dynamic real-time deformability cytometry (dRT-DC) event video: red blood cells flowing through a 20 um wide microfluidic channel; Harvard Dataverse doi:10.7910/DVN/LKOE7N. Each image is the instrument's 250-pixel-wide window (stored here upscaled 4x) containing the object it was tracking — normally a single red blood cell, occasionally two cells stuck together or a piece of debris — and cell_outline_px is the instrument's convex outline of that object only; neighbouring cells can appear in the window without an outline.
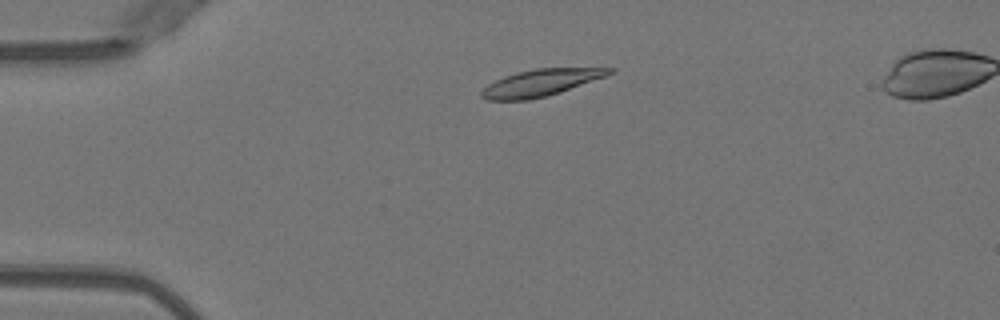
{"species": "Egyptian fruit bat (a non-hibernating species)", "species_latin": "Rousettus aegyptiacus", "temperature_condition": "warm", "stored_images_in_passage": 48, "camera_frame_rate_fps": 3000, "um_per_image_px": 0.085, "animal": {"sex": "female"}, "frame": {"image": 1, "passage_image": 9, "time_ms": 2.667, "image_size_px": [1000, 320], "cell_outline_px": [[616, 68], [612, 72], [604, 76], [560, 92], [528, 100], [484, 100], [480, 96], [480, 92], [488, 84], [504, 76], [516, 72], [536, 68]], "centroid_in_image_um": [45.88, 7.03], "position_along_channel_um": 39.1, "area_um2": 19.65}}
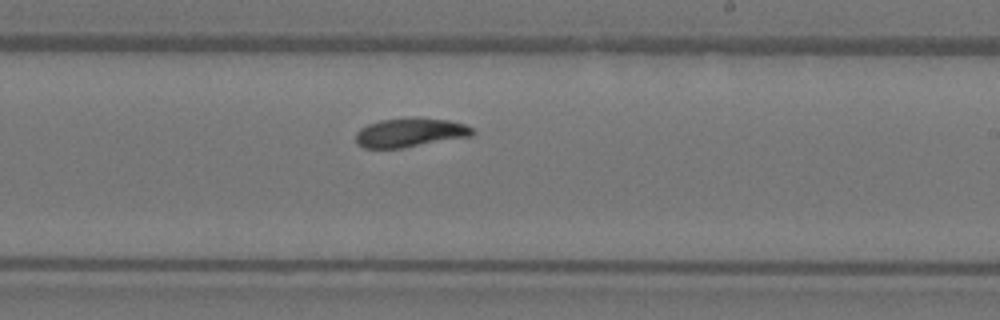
{"frame": {"image": 2, "passage_image": 28, "time_ms": 9.0, "image_size_px": [1000, 320], "cell_outline_px": [[476, 132], [472, 136], [404, 148], [364, 148], [356, 144], [356, 132], [360, 128], [368, 124], [380, 120], [412, 116], [416, 116], [448, 120], [464, 124], [472, 128]], "centroid_in_image_um": [34.86, 11.26], "position_along_channel_um": 254.1, "area_um2": 20.17}}
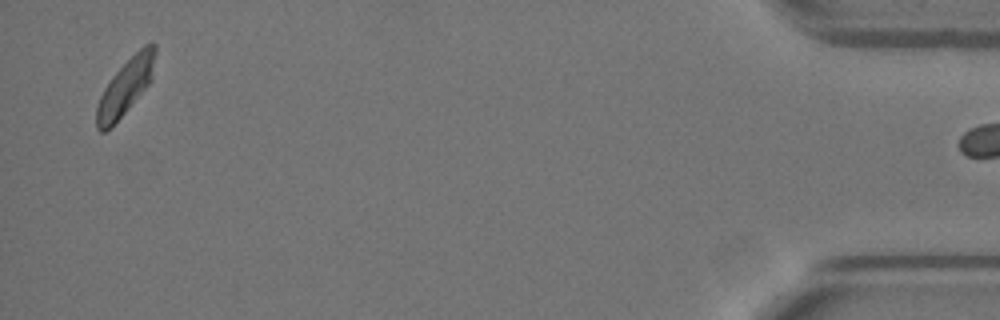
{"frame": {"image": 3, "passage_image": 47, "time_ms": 15.333, "image_size_px": [1000, 320], "cell_outline_px": [[156, 52], [152, 80], [112, 128], [104, 132], [100, 132], [96, 128], [96, 108], [100, 96], [104, 88], [112, 76], [144, 44], [152, 40], [156, 44]], "centroid_in_image_um": [10.68, 7.39], "position_along_channel_um": 424.5, "area_um2": 19.19}}